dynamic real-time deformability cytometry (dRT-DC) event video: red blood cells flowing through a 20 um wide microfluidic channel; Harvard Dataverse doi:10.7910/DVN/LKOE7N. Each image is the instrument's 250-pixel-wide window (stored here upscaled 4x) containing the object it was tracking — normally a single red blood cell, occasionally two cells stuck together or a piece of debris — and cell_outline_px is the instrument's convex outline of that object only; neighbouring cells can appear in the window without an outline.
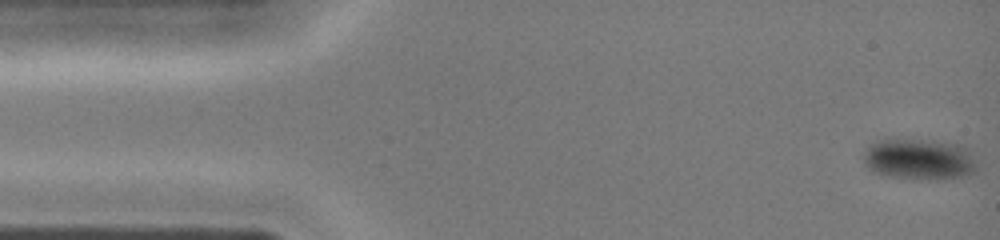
{"species": "common noctule bat (a hibernating species)", "species_latin": "Nyctalus noctula", "temperature_condition": "cold", "stored_images_in_passage": 41, "camera_frame_rate_fps": 3000, "um_per_image_px": 0.085, "animal": {"sex": "female", "body_mass_g": 19.0, "forearm_length_mm": 51.5}, "frame": {"image": 1, "passage_image": 1, "time_ms": 0.0, "image_size_px": [1000, 240], "cell_outline_px": [[976, 172], [968, 176], [940, 180], [912, 180], [888, 176], [872, 172], [864, 164], [864, 156], [868, 148], [872, 144], [880, 140], [936, 140], [956, 144], [968, 148], [976, 160]], "centroid_in_image_um": [78.2, 13.58], "position_along_channel_um": 6.8, "area_um2": 27.63}}
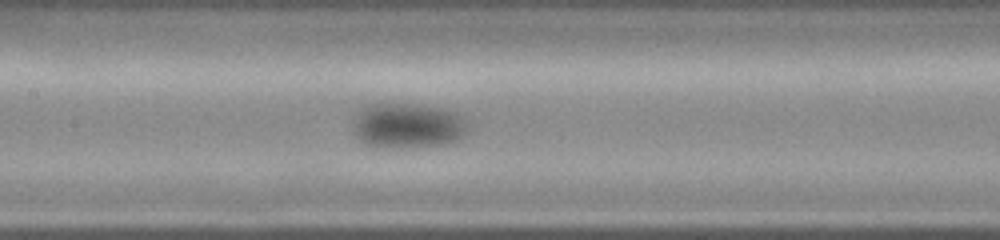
{"frame": {"image": 2, "passage_image": 19, "time_ms": 6.0, "image_size_px": [1000, 240], "cell_outline_px": [[472, 128], [468, 132], [456, 140], [444, 144], [396, 148], [364, 144], [356, 136], [352, 128], [352, 120], [364, 108], [372, 104], [416, 104], [440, 108], [452, 112], [460, 116]], "centroid_in_image_um": [34.66, 10.69], "position_along_channel_um": 172.7, "area_um2": 30.0}}
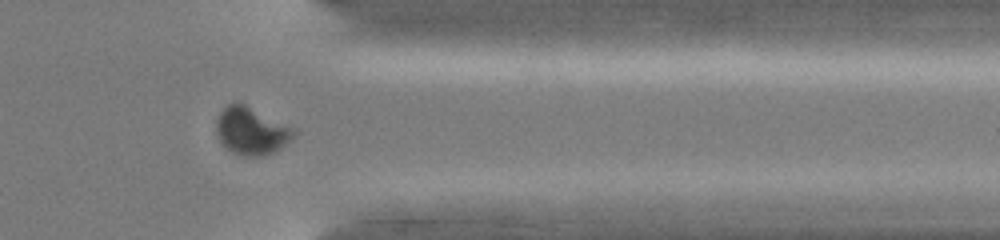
{"frame": {"image": 3, "passage_image": 33, "time_ms": 10.667, "image_size_px": [1000, 240], "cell_outline_px": [[296, 136], [280, 148], [272, 152], [260, 156], [244, 156], [232, 152], [220, 140], [216, 132], [216, 120], [220, 112], [228, 104], [244, 104], [296, 128]], "centroid_in_image_um": [21.39, 11.13], "position_along_channel_um": 390.0, "area_um2": 21.21}}